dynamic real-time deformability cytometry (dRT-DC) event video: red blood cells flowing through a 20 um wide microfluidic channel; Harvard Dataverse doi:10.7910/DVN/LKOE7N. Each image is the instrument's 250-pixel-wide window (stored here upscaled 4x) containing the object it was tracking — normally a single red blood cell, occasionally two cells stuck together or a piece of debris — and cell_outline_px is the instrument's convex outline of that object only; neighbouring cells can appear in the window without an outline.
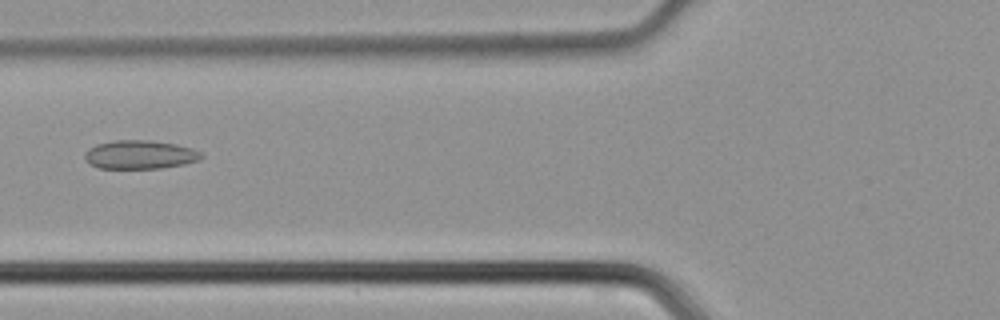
{"species": "common noctule bat (a hibernating species)", "species_latin": "Nyctalus noctula", "temperature_condition": "cold", "stored_images_in_passage": 46, "camera_frame_rate_fps": 3000, "um_per_image_px": 0.085, "animal": {"sex": "male", "body_mass_g": 21.5, "forearm_length_mm": 52.0}, "frame": {"image": 1, "passage_image": 18, "time_ms": 5.667, "image_size_px": [1000, 320], "cell_outline_px": [[204, 156], [200, 160], [184, 164], [160, 168], [100, 168], [84, 160], [84, 152], [88, 148], [96, 144], [112, 140], [152, 140], [176, 144], [192, 148], [200, 152]], "centroid_in_image_um": [11.88, 13.13], "position_along_channel_um": 113.9, "area_um2": 19.59}}
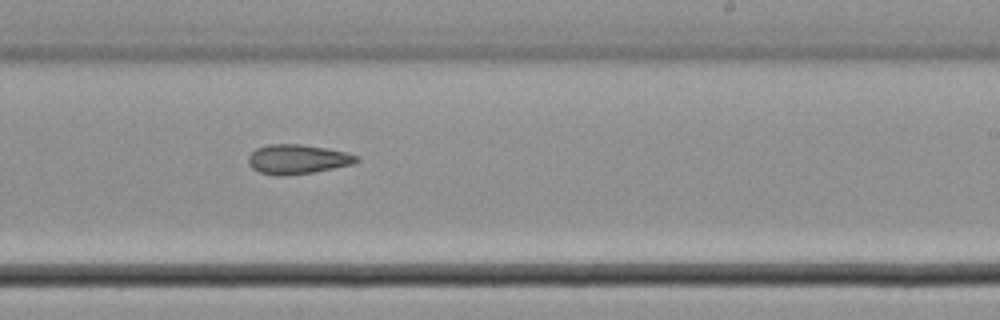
{"frame": {"image": 2, "passage_image": 28, "time_ms": 9.0, "image_size_px": [1000, 320], "cell_outline_px": [[360, 160], [352, 164], [312, 172], [288, 176], [276, 176], [260, 172], [252, 168], [248, 164], [248, 156], [256, 148], [268, 144], [300, 144], [328, 148], [360, 156]], "centroid_in_image_um": [25.27, 13.53], "position_along_channel_um": 263.7, "area_um2": 18.67}}
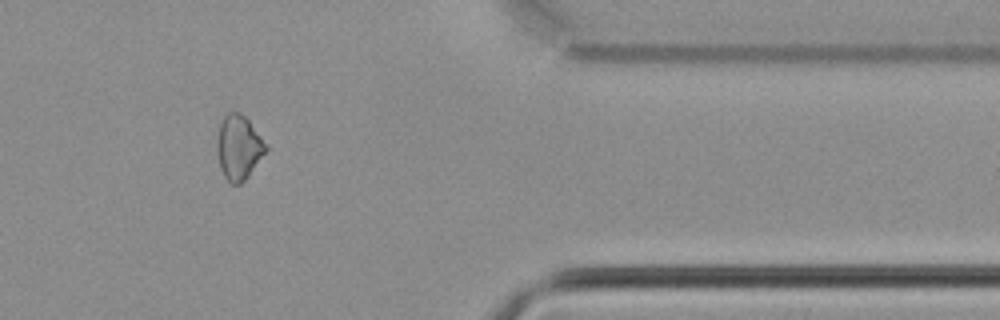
{"frame": {"image": 3, "passage_image": 38, "time_ms": 12.333, "image_size_px": [1000, 320], "cell_outline_px": [[268, 148], [248, 176], [240, 184], [232, 184], [224, 176], [220, 168], [216, 148], [216, 144], [220, 124], [224, 116], [228, 112], [240, 112], [248, 120], [268, 144]], "centroid_in_image_um": [20.28, 12.52], "position_along_channel_um": 391.1, "area_um2": 18.26}}